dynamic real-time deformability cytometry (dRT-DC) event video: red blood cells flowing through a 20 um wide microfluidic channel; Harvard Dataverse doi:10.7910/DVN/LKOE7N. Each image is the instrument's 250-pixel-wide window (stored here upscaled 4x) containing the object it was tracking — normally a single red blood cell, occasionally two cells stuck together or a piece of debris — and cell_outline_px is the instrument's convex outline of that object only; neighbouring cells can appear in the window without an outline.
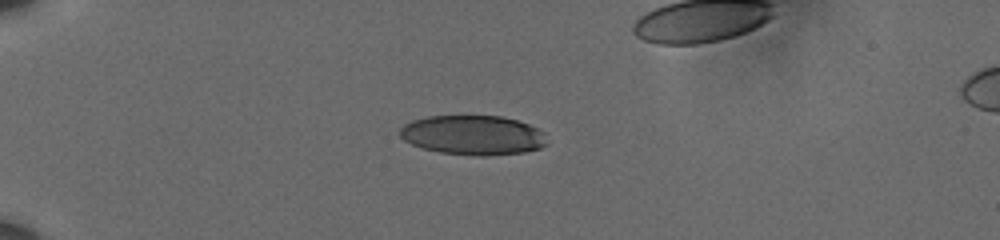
{"species": "human", "species_latin": "Homo sapiens", "temperature_condition": "cold", "stored_images_in_passage": 6, "camera_frame_rate_fps": 3000, "um_per_image_px": 0.085, "donor": {"sex": "male"}, "frame": {"image": 1, "passage_image": 1, "time_ms": 0.0, "image_size_px": [1000, 240], "cell_outline_px": [[548, 144], [540, 148], [524, 152], [484, 156], [480, 156], [440, 152], [424, 148], [412, 144], [404, 140], [400, 136], [400, 128], [404, 124], [412, 120], [428, 116], [500, 116], [516, 120], [528, 124], [544, 132]], "centroid_in_image_um": [40.21, 11.48], "position_along_channel_um": 44.8, "area_um2": 33.81}}
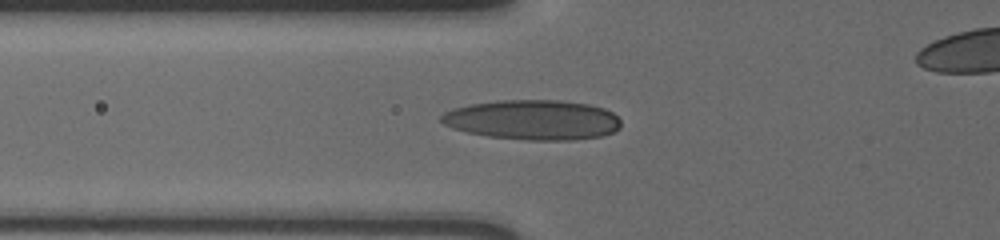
{"frame": {"image": 2, "passage_image": 4, "time_ms": 1.0, "image_size_px": [1000, 240], "cell_outline_px": [[620, 128], [616, 132], [604, 136], [572, 140], [528, 140], [488, 136], [468, 132], [452, 128], [444, 124], [440, 120], [440, 116], [444, 112], [452, 108], [472, 104], [496, 100], [560, 100], [588, 104], [604, 108], [612, 112], [620, 120]], "centroid_in_image_um": [45.31, 10.19], "position_along_channel_um": 80.5, "area_um2": 42.02}}
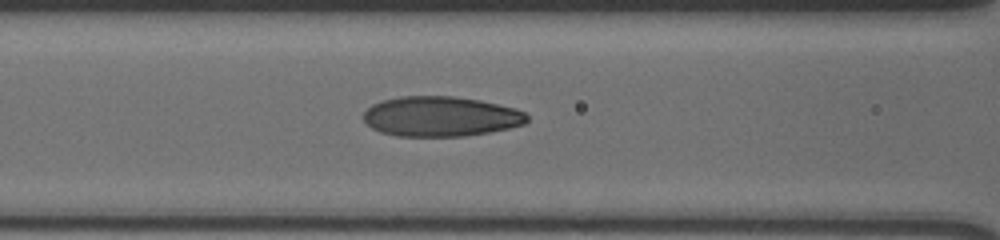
{"frame": {"image": 3, "passage_image": 6, "time_ms": 1.667, "image_size_px": [1000, 240], "cell_outline_px": [[528, 120], [524, 124], [508, 128], [488, 132], [464, 136], [396, 136], [380, 132], [372, 128], [364, 120], [364, 112], [372, 104], [384, 100], [400, 96], [452, 96], [480, 100], [516, 108], [524, 112], [528, 116]], "centroid_in_image_um": [37.46, 9.89], "position_along_channel_um": 129.1, "area_um2": 38.09}}